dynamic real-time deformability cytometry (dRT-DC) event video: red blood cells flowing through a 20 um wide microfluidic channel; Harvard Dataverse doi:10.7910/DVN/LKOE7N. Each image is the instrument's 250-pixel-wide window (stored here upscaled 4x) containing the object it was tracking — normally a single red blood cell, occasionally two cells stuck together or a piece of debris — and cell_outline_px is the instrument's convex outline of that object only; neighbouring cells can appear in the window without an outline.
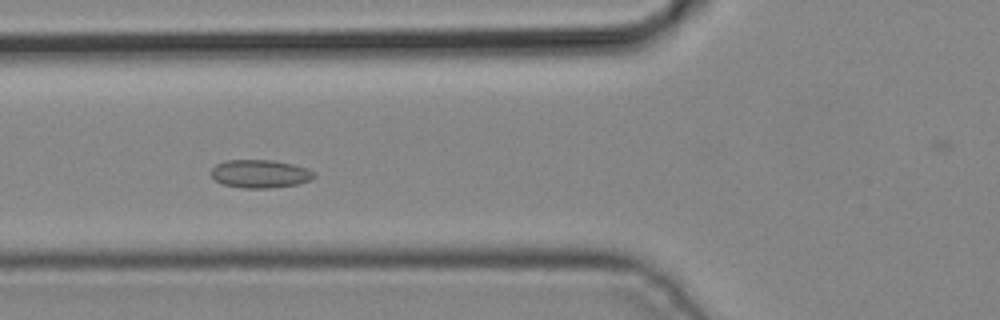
{"species": "common noctule bat (a hibernating species)", "species_latin": "Nyctalus noctula", "temperature_condition": "cold", "stored_images_in_passage": 4, "camera_frame_rate_fps": 3000, "um_per_image_px": 0.085, "animal": {"sex": "male", "body_mass_g": 19.2, "forearm_length_mm": 51.8}, "frame": {"image": 1, "passage_image": 4, "time_ms": 1.0, "image_size_px": [1000, 320], "cell_outline_px": [[316, 176], [308, 180], [296, 184], [272, 188], [244, 188], [224, 184], [216, 180], [212, 176], [212, 168], [216, 164], [224, 160], [272, 160], [292, 164], [308, 168]], "centroid_in_image_um": [22.09, 14.76], "position_along_channel_um": 103.7, "area_um2": 16.7}}